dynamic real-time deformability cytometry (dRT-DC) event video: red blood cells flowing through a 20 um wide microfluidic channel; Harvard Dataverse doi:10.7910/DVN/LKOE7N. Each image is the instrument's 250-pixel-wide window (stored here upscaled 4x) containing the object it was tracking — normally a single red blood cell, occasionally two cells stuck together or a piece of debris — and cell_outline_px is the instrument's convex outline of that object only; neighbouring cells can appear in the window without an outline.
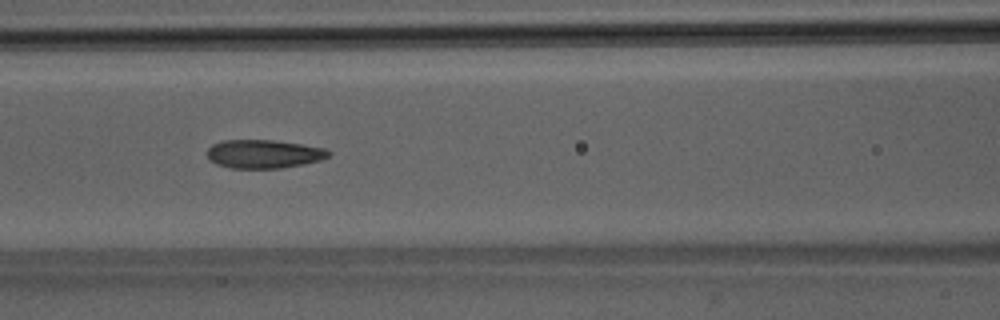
{"species": "Egyptian fruit bat (a non-hibernating species)", "species_latin": "Rousettus aegyptiacus", "temperature_condition": "room temperature", "stored_images_in_passage": 50, "camera_frame_rate_fps": 3000, "um_per_image_px": 0.085, "animal": {"sex": "male"}, "frame": {"image": 1, "passage_image": 22, "time_ms": 7.0, "image_size_px": [1000, 320], "cell_outline_px": [[332, 152], [328, 156], [320, 160], [304, 164], [280, 168], [232, 168], [216, 164], [208, 160], [208, 148], [212, 144], [224, 140], [272, 140], [300, 144], [324, 148]], "centroid_in_image_um": [22.4, 13.09], "position_along_channel_um": 144.2, "area_um2": 20.11}}
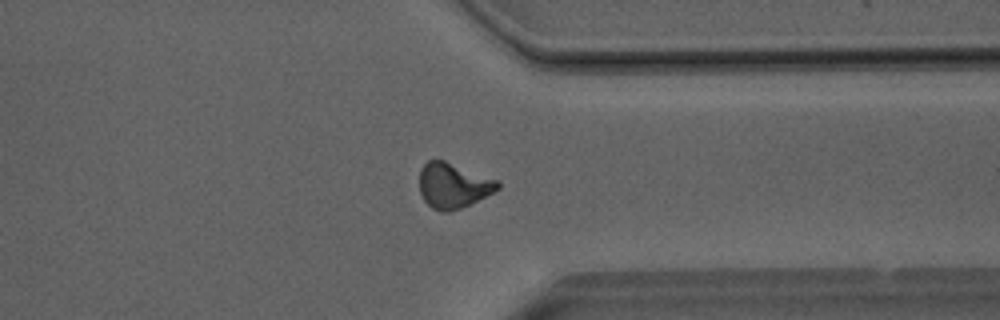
{"frame": {"image": 2, "passage_image": 39, "time_ms": 12.667, "image_size_px": [1000, 320], "cell_outline_px": [[500, 188], [460, 208], [448, 212], [444, 212], [432, 208], [424, 200], [420, 192], [420, 168], [428, 160], [444, 160], [496, 180], [500, 184]], "centroid_in_image_um": [38.47, 15.76], "position_along_channel_um": 372.9, "area_um2": 20.11}}
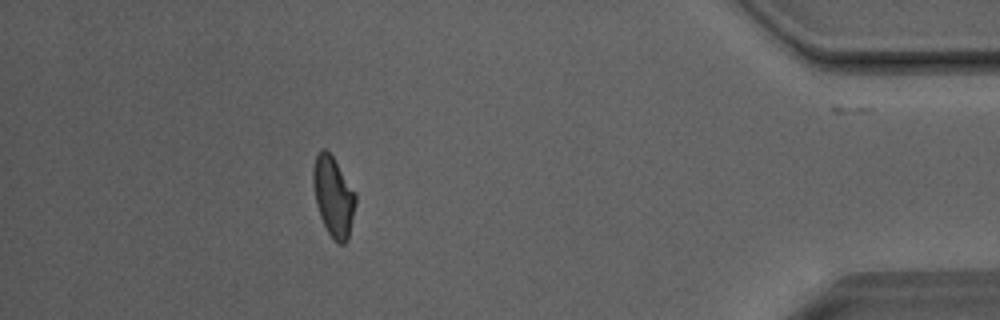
{"frame": {"image": 3, "passage_image": 45, "time_ms": 14.667, "image_size_px": [1000, 320], "cell_outline_px": [[356, 204], [348, 240], [344, 244], [336, 244], [332, 240], [320, 216], [316, 204], [312, 180], [312, 168], [316, 156], [320, 148], [324, 148], [332, 156], [356, 192]], "centroid_in_image_um": [28.34, 16.72], "position_along_channel_um": 406.9, "area_um2": 20.0}, "authors_computed_cell_mechanics": {"area_um2": 20.2589, "velocity_mm_per_s": 4.0845, "shape_relaxation_time_tau1_ms": 10.7137, "shape_relaxation_time_tau2_ms": 1.8956, "deformation_change_tau1": 0.2624, "deformation_change_tau2": 0.0983}}